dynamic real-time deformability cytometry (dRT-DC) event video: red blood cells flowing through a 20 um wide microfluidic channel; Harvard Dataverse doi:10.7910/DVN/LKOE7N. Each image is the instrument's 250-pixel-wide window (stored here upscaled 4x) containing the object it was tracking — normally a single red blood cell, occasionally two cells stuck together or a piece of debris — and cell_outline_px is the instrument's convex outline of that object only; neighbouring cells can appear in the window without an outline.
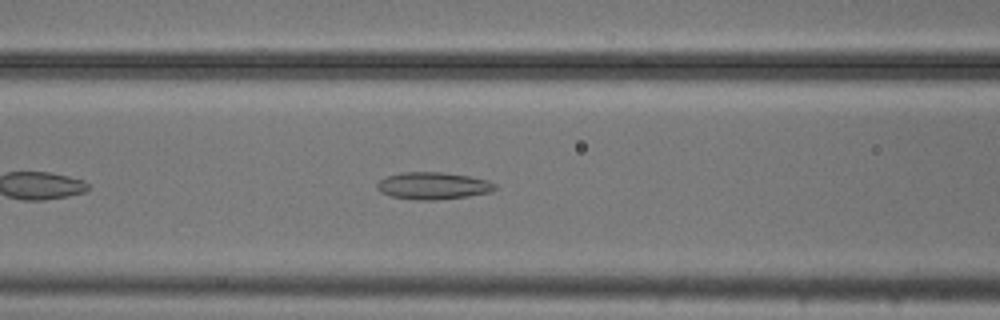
{"species": "common noctule bat (a hibernating species)", "species_latin": "Nyctalus noctula", "temperature_condition": "cold", "stored_images_in_passage": 33, "camera_frame_rate_fps": 3000, "um_per_image_px": 0.085, "animal": {"sex": "male", "body_mass_g": 20.5, "forearm_length_mm": 52.5}, "frame": {"image": 1, "passage_image": 10, "time_ms": 3.0, "image_size_px": [1000, 320], "cell_outline_px": [[496, 188], [492, 192], [468, 196], [432, 200], [420, 200], [392, 196], [380, 192], [376, 188], [376, 184], [380, 180], [388, 176], [404, 172], [440, 172], [468, 176], [488, 180], [496, 184]], "centroid_in_image_um": [36.82, 15.79], "position_along_channel_um": 129.8, "area_um2": 18.5}}
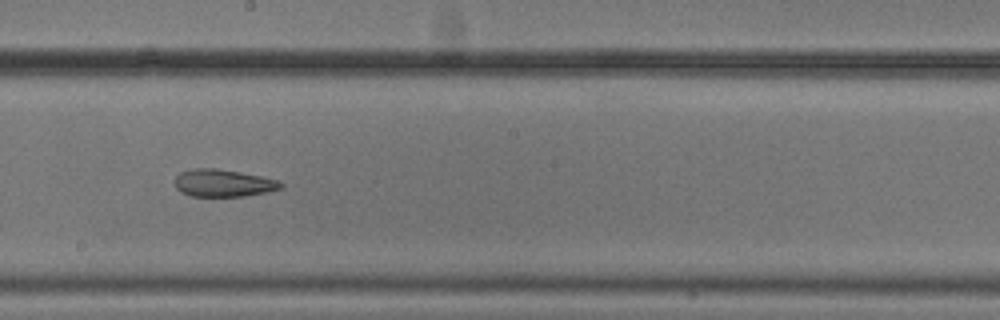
{"frame": {"image": 2, "passage_image": 18, "time_ms": 5.667, "image_size_px": [1000, 320], "cell_outline_px": [[284, 184], [280, 188], [268, 192], [244, 196], [192, 196], [180, 192], [176, 188], [176, 176], [180, 172], [196, 168], [216, 168], [240, 172], [260, 176], [276, 180]], "centroid_in_image_um": [18.96, 15.56], "position_along_channel_um": 229.2, "area_um2": 16.76}}
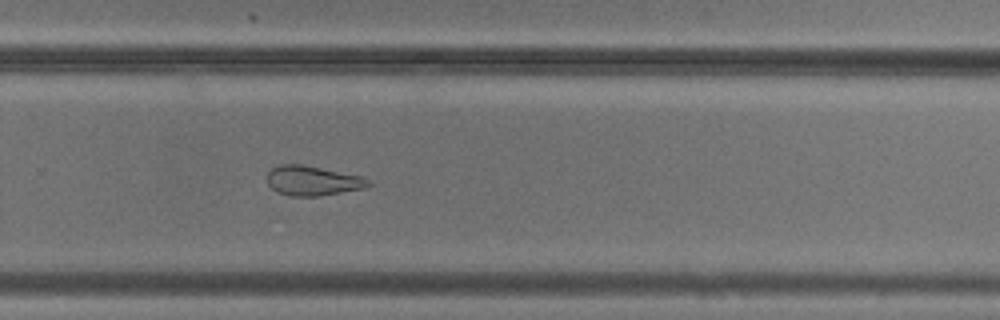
{"frame": {"image": 3, "passage_image": 24, "time_ms": 7.667, "image_size_px": [1000, 320], "cell_outline_px": [[372, 184], [364, 188], [320, 196], [288, 196], [276, 192], [268, 184], [268, 172], [272, 168], [280, 164], [300, 164], [364, 176], [372, 180]], "centroid_in_image_um": [26.61, 15.36], "position_along_channel_um": 303.2, "area_um2": 17.69}, "authors_computed_cell_mechanics": {"area_um2": 18.496, "velocity_mm_per_s": 3.7195, "shape_relaxation_time_tau1_ms": null, "shape_relaxation_time_tau2_ms": 5.9097, "deformation_change_tau1": null, "deformation_change_tau2": 0.1474}}